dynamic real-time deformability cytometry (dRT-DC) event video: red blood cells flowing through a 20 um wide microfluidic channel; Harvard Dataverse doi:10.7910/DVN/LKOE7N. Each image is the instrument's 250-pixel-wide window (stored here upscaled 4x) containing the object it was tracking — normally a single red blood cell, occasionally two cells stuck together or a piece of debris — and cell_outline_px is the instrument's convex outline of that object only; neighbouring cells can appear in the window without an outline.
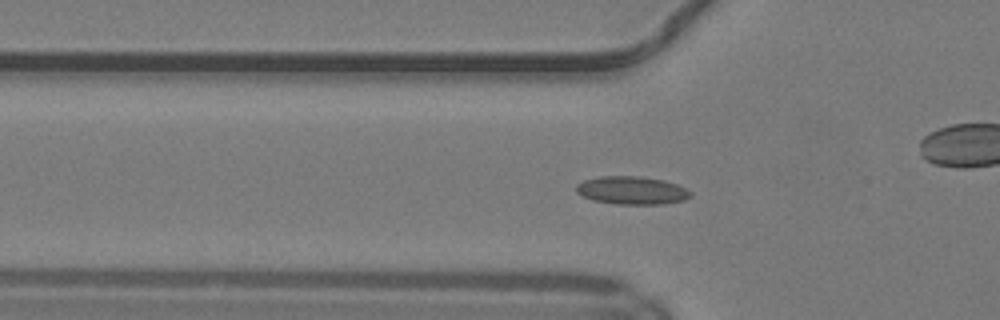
{"species": "common noctule bat (a hibernating species)", "species_latin": "Nyctalus noctula", "temperature_condition": "warm", "stored_images_in_passage": 52, "camera_frame_rate_fps": 3000, "um_per_image_px": 0.085, "animal": {"sex": "male", "body_mass_g": 19.2, "forearm_length_mm": 51.8}, "frame": {"image": 1, "passage_image": 18, "time_ms": 5.667, "image_size_px": [1000, 320], "cell_outline_px": [[692, 196], [684, 200], [664, 204], [616, 204], [592, 200], [576, 192], [576, 184], [584, 180], [600, 176], [640, 176], [664, 180], [676, 184], [692, 192]], "centroid_in_image_um": [53.71, 16.18], "position_along_channel_um": 72.1, "area_um2": 18.73}}
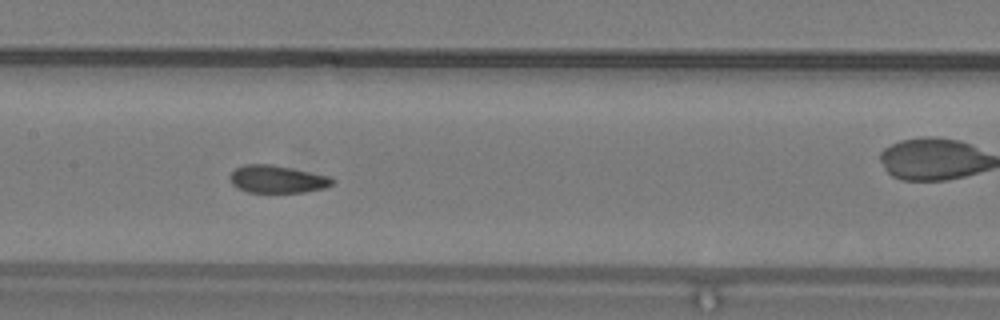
{"frame": {"image": 2, "passage_image": 26, "time_ms": 8.333, "image_size_px": [1000, 320], "cell_outline_px": [[336, 180], [332, 184], [324, 188], [304, 192], [248, 192], [236, 188], [232, 184], [228, 176], [236, 168], [244, 164], [272, 164], [332, 176]], "centroid_in_image_um": [23.57, 15.22], "position_along_channel_um": 183.8, "area_um2": 16.65}}
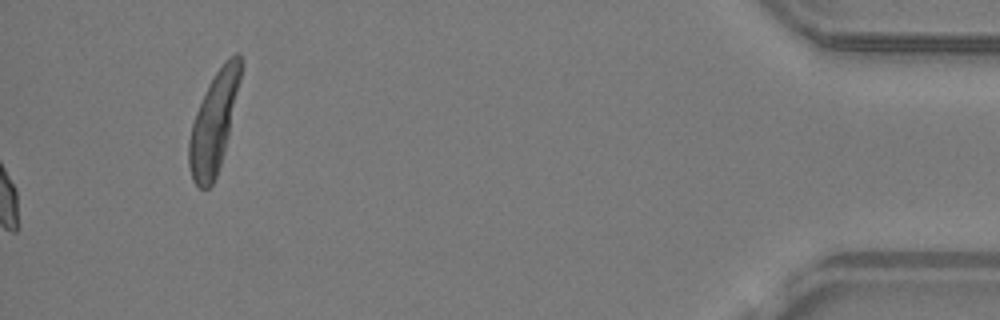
{"frame": {"image": 3, "passage_image": 52, "time_ms": 17.0, "image_size_px": [1000, 320], "cell_outline_px": [[244, 64], [228, 136], [224, 152], [216, 176], [212, 184], [208, 188], [200, 188], [192, 180], [188, 164], [188, 140], [192, 124], [196, 112], [208, 84], [212, 76], [224, 60], [236, 52], [240, 52]], "centroid_in_image_um": [18.19, 10.35], "position_along_channel_um": 417.0, "area_um2": 30.29}, "authors_computed_cell_mechanics": {"area_um2": 16.9354, "velocity_mm_per_s": 4.1614, "shape_relaxation_time_tau1_ms": null, "shape_relaxation_time_tau2_ms": 1.2076, "deformation_change_tau1": null, "deformation_change_tau2": 0.0537}}